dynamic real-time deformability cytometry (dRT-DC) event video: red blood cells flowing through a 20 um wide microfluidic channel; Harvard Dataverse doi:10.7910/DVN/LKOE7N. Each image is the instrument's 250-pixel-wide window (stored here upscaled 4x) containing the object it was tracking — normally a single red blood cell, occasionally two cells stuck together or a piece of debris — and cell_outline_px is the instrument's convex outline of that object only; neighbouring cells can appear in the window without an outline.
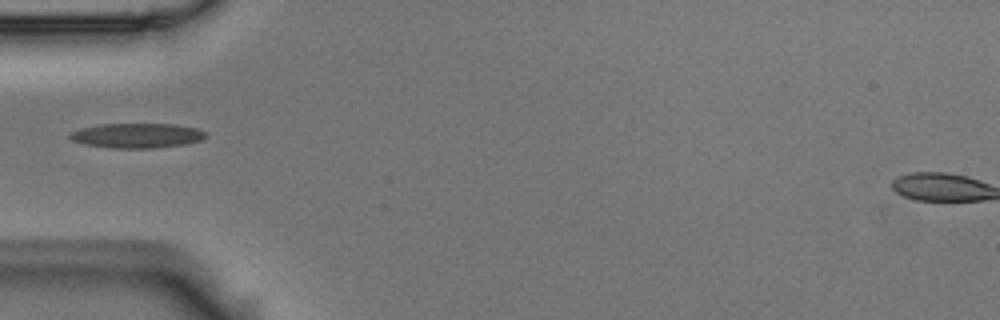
{"species": "Egyptian fruit bat (a non-hibernating species)", "species_latin": "Rousettus aegyptiacus", "temperature_condition": "room temperature", "stored_images_in_passage": 37, "camera_frame_rate_fps": 3000, "um_per_image_px": 0.085, "animal": {"sex": "male"}, "frame": {"image": 1, "passage_image": 1, "time_ms": 0.0, "image_size_px": [1000, 320], "cell_outline_px": [[204, 136], [200, 140], [184, 144], [156, 148], [112, 148], [84, 144], [72, 140], [68, 136], [68, 132], [80, 128], [100, 124], [176, 124], [196, 128], [204, 132]], "centroid_in_image_um": [11.57, 11.52], "position_along_channel_um": 73.4, "area_um2": 19.54}}
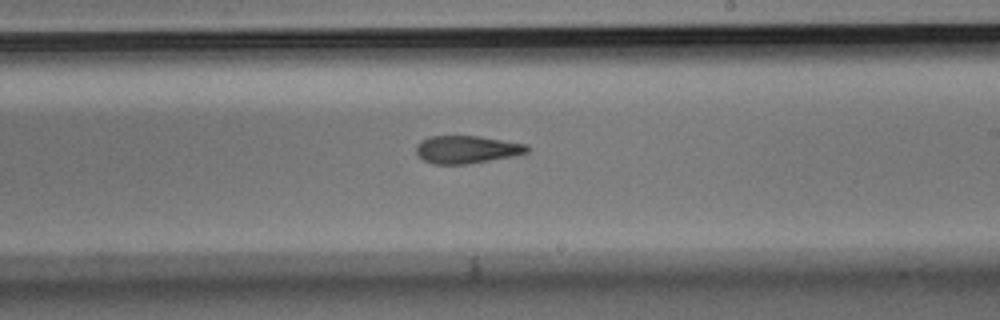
{"frame": {"image": 2, "passage_image": 15, "time_ms": 4.667, "image_size_px": [1000, 320], "cell_outline_px": [[528, 152], [512, 156], [468, 164], [432, 164], [424, 160], [416, 152], [416, 144], [420, 140], [428, 136], [480, 136], [528, 144]], "centroid_in_image_um": [39.65, 12.7], "position_along_channel_um": 249.3, "area_um2": 17.98}}
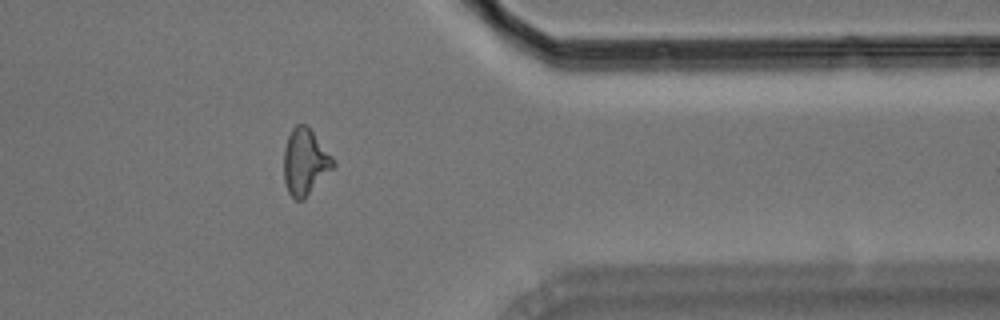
{"frame": {"image": 3, "passage_image": 27, "time_ms": 8.667, "image_size_px": [1000, 320], "cell_outline_px": [[336, 164], [304, 200], [296, 200], [288, 192], [284, 180], [284, 148], [288, 136], [292, 128], [296, 124], [304, 124], [312, 132], [332, 156]], "centroid_in_image_um": [25.91, 13.78], "position_along_channel_um": 385.5, "area_um2": 18.79}}